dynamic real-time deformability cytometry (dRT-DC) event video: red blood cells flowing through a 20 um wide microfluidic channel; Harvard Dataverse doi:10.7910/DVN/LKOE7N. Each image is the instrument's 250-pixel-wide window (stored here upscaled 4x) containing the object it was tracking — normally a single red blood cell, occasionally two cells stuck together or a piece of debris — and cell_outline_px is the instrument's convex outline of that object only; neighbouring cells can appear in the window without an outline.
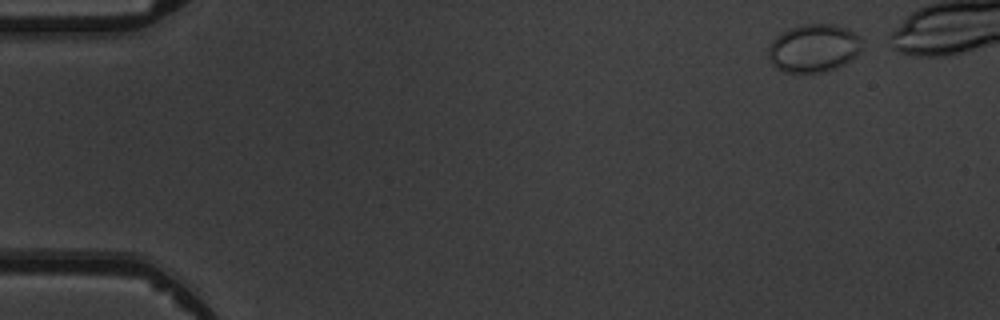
{"species": "common noctule bat (a hibernating species)", "species_latin": "Nyctalus noctula", "temperature_condition": "warm", "stored_images_in_passage": 5, "camera_frame_rate_fps": 3000, "um_per_image_px": 0.085, "animal": {"sex": "male", "body_mass_g": 19.5, "forearm_length_mm": 54.6}, "frame": {"image": 1, "passage_image": 1, "time_ms": 0.0, "image_size_px": [1000, 320], "cell_outline_px": [[864, 40], [860, 52], [856, 56], [844, 64], [836, 68], [824, 72], [784, 72], [776, 68], [768, 60], [768, 48], [772, 40], [780, 32], [800, 24], [832, 24], [848, 28], [860, 36]], "centroid_in_image_um": [69.17, 4.08], "position_along_channel_um": 15.8, "area_um2": 26.7}}